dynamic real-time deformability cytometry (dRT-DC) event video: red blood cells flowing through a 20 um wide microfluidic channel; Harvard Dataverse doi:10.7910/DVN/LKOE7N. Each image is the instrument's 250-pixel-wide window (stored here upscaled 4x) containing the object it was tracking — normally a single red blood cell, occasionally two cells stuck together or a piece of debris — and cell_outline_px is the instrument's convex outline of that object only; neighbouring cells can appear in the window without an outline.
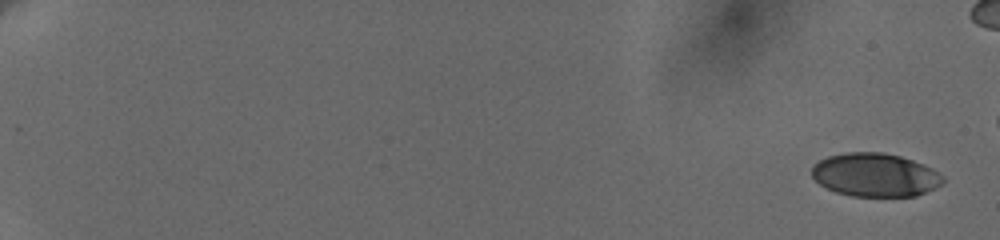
{"species": "human", "species_latin": "Homo sapiens", "temperature_condition": "cold", "stored_images_in_passage": 48, "camera_frame_rate_fps": 3000, "um_per_image_px": 0.085, "donor": {"sex": "female"}, "frame": {"image": 1, "passage_image": 1, "time_ms": 0.0, "image_size_px": [1000, 240], "cell_outline_px": [[944, 184], [936, 188], [916, 196], [852, 196], [836, 192], [820, 184], [812, 176], [812, 164], [828, 156], [844, 152], [880, 152], [900, 156], [924, 164], [932, 168], [944, 176]], "centroid_in_image_um": [74.41, 14.86], "position_along_channel_um": 10.6, "area_um2": 33.35}}
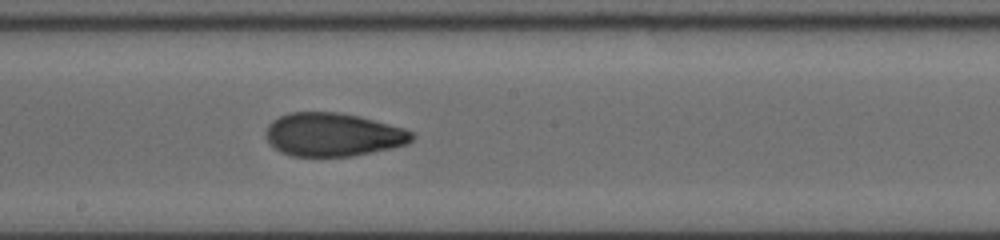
{"frame": {"image": 2, "passage_image": 29, "time_ms": 11.667, "image_size_px": [1000, 240], "cell_outline_px": [[416, 136], [408, 144], [352, 156], [292, 156], [280, 152], [268, 140], [268, 124], [272, 120], [288, 112], [336, 112], [360, 116], [404, 128], [412, 132]], "centroid_in_image_um": [28.33, 11.43], "position_along_channel_um": 219.9, "area_um2": 36.7}}
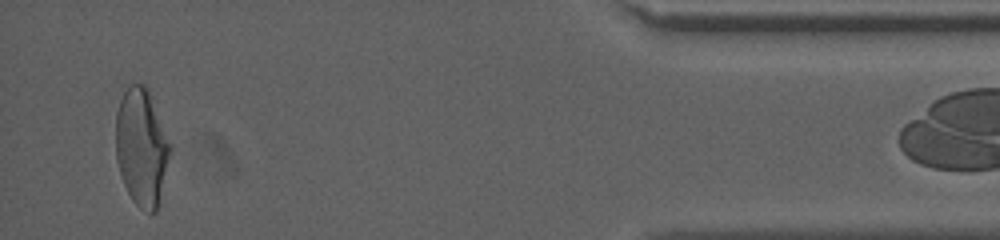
{"frame": {"image": 3, "passage_image": 47, "time_ms": 18.667, "image_size_px": [1000, 240], "cell_outline_px": [[172, 148], [160, 204], [156, 212], [148, 212], [140, 208], [132, 200], [124, 184], [116, 160], [116, 112], [120, 84], [144, 84], [148, 88]], "centroid_in_image_um": [12.02, 12.45], "position_along_channel_um": 423.2, "area_um2": 38.15}}